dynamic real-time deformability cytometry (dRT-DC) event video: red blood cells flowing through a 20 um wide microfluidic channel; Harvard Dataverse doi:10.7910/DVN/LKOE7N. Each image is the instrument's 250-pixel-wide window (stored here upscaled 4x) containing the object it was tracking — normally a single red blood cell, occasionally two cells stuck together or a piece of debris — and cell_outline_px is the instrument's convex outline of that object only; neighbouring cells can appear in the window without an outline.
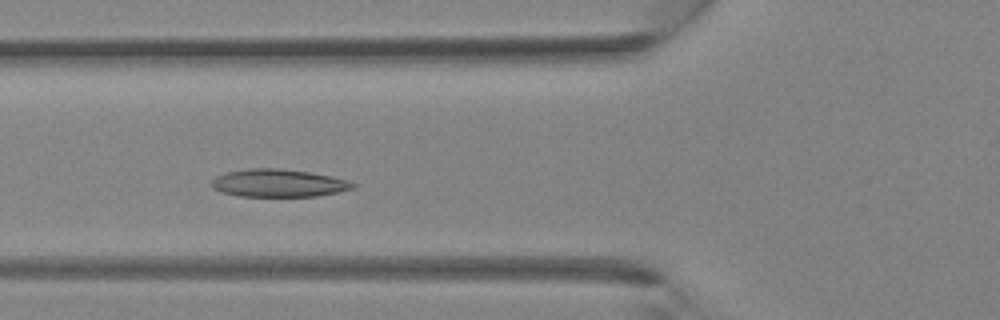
{"species": "Egyptian fruit bat (a non-hibernating species)", "species_latin": "Rousettus aegyptiacus", "temperature_condition": "room temperature", "stored_images_in_passage": 30, "camera_frame_rate_fps": 3000, "um_per_image_px": 0.085, "animal": {"sex": "female"}, "frame": {"image": 1, "passage_image": 7, "time_ms": 2.0, "image_size_px": [1000, 320], "cell_outline_px": [[356, 188], [316, 196], [240, 196], [220, 192], [212, 188], [212, 180], [216, 176], [224, 172], [248, 168], [280, 168], [308, 172], [332, 176], [348, 180], [356, 184]], "centroid_in_image_um": [23.65, 15.55], "position_along_channel_um": 102.1, "area_um2": 22.95}}
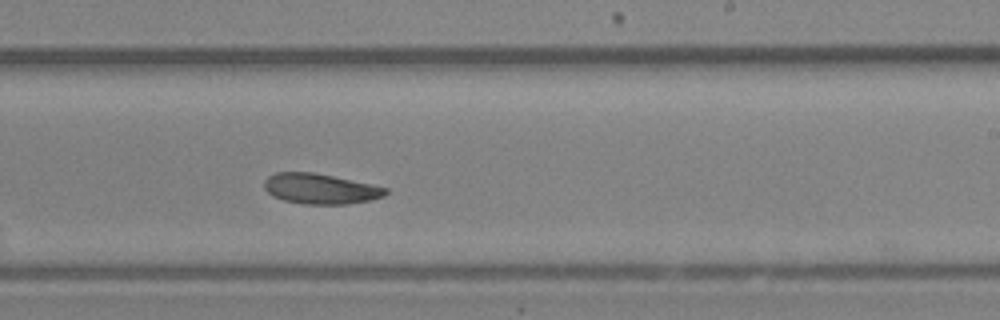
{"frame": {"image": 2, "passage_image": 16, "time_ms": 5.0, "image_size_px": [1000, 320], "cell_outline_px": [[388, 192], [384, 196], [368, 200], [348, 204], [304, 204], [284, 200], [272, 196], [264, 188], [264, 180], [268, 176], [276, 172], [312, 172], [332, 176], [388, 188]], "centroid_in_image_um": [27.19, 16.04], "position_along_channel_um": 261.8, "area_um2": 21.27}}
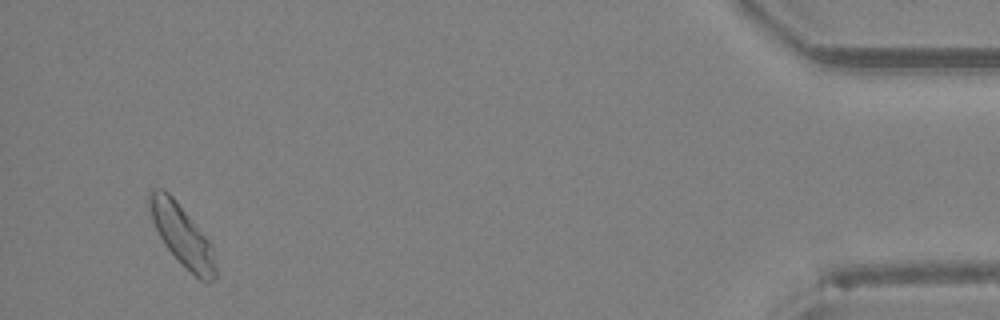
{"frame": {"image": 3, "passage_image": 29, "time_ms": 9.333, "image_size_px": [1000, 320], "cell_outline_px": [[216, 276], [212, 280], [200, 280], [164, 244], [152, 220], [148, 204], [148, 188], [164, 188], [172, 196], [212, 244], [216, 268]], "centroid_in_image_um": [15.44, 19.92], "position_along_channel_um": 419.8, "area_um2": 22.89}}